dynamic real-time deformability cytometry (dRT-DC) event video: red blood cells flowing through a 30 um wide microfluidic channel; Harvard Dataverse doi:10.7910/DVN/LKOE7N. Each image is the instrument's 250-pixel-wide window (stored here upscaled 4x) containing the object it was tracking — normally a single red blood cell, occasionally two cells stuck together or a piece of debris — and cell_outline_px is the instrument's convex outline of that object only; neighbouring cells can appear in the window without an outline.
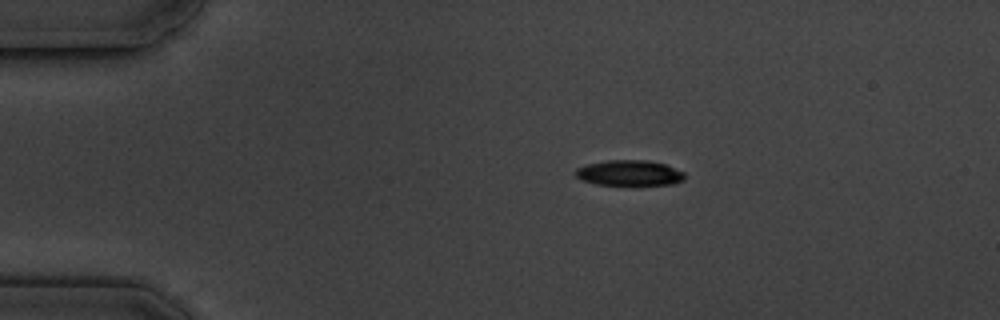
{"species": "common noctule bat (a hibernating species)", "species_latin": "Nyctalus noctula", "temperature_condition": "cold", "stored_images_in_passage": 9, "camera_frame_rate_fps": 3000, "um_per_image_px": 0.085, "animal": {"sex": "male", "body_mass_g": 19.5, "forearm_length_mm": 54.6}, "frame": {"image": 1, "passage_image": 4, "time_ms": 3.333, "image_size_px": [1000, 320], "cell_outline_px": [[684, 180], [672, 184], [596, 184], [580, 180], [572, 172], [576, 168], [588, 164], [604, 160], [648, 160], [664, 164], [684, 172]], "centroid_in_image_um": [53.44, 14.69], "position_along_channel_um": 31.6, "area_um2": 16.13}}
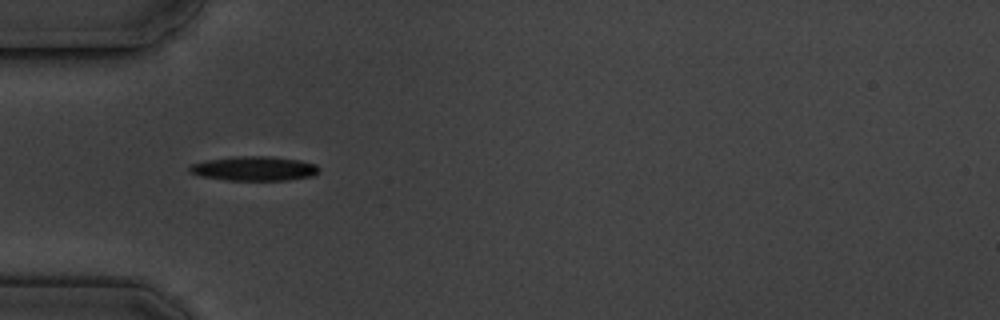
{"frame": {"image": 2, "passage_image": 6, "time_ms": 5.667, "image_size_px": [1000, 320], "cell_outline_px": [[320, 168], [312, 176], [288, 180], [228, 180], [200, 176], [188, 172], [188, 168], [192, 164], [204, 160], [236, 156], [268, 156], [300, 160], [316, 164]], "centroid_in_image_um": [21.57, 14.32], "position_along_channel_um": 63.4, "area_um2": 18.44}}